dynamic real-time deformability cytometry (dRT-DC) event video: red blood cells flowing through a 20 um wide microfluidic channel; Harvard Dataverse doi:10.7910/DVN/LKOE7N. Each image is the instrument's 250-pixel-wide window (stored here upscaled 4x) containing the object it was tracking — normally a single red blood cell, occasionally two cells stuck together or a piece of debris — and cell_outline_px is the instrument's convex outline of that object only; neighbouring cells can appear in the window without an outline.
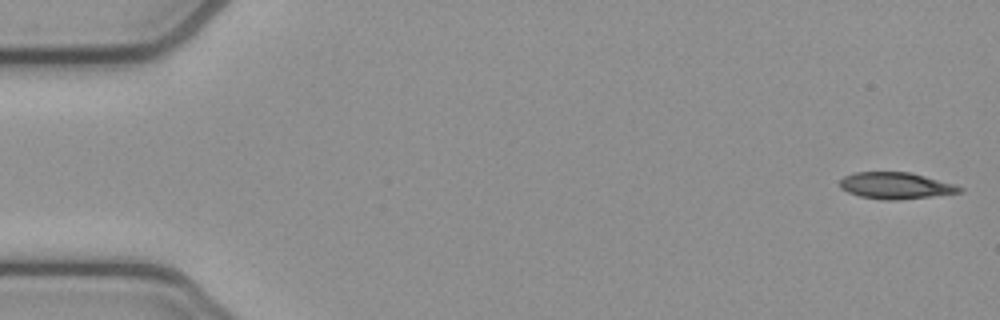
{"species": "common noctule bat (a hibernating species)", "species_latin": "Nyctalus noctula", "temperature_condition": "cold", "stored_images_in_passage": 11, "camera_frame_rate_fps": 3000, "um_per_image_px": 0.085, "animal": {"sex": "female", "body_mass_g": 21.9}, "frame": {"image": 1, "passage_image": 1, "time_ms": 0.0, "image_size_px": [1000, 320], "cell_outline_px": [[964, 192], [900, 200], [880, 200], [860, 196], [848, 192], [840, 188], [840, 180], [844, 176], [852, 172], [912, 172], [956, 184], [964, 188]], "centroid_in_image_um": [76.17, 15.78], "position_along_channel_um": 8.8, "area_um2": 18.84}}